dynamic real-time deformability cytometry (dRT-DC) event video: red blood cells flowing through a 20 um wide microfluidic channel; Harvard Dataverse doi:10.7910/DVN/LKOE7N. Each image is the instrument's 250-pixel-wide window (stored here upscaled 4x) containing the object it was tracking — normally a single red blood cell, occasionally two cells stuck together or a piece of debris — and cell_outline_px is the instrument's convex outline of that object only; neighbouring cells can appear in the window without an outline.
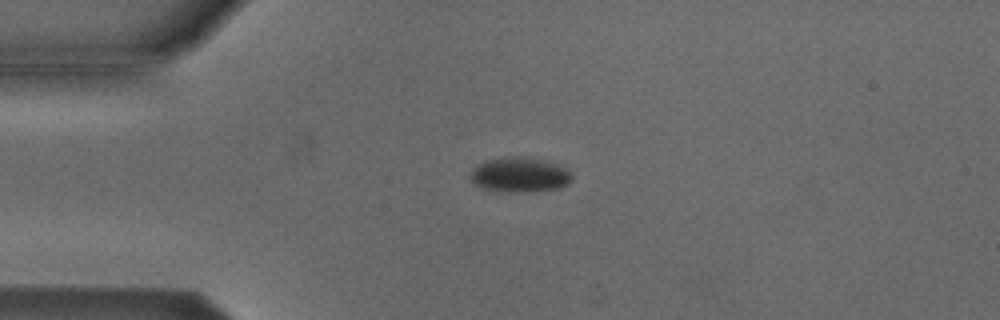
{"species": "Egyptian fruit bat (a non-hibernating species)", "species_latin": "Rousettus aegyptiacus", "temperature_condition": "cold", "stored_images_in_passage": 44, "camera_frame_rate_fps": 3000, "um_per_image_px": 0.085, "animal": {"sex": "male"}, "frame": {"image": 1, "passage_image": 3, "time_ms": 0.667, "image_size_px": [1000, 320], "cell_outline_px": [[572, 180], [568, 184], [560, 188], [528, 192], [508, 192], [480, 188], [472, 184], [468, 176], [472, 168], [484, 160], [512, 156], [524, 156], [552, 164], [564, 168], [572, 176]], "centroid_in_image_um": [44.07, 14.88], "position_along_channel_um": 40.9, "area_um2": 20.69}}
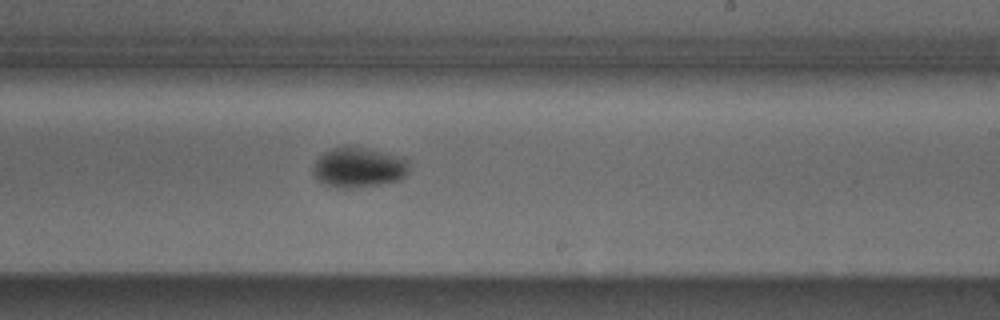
{"frame": {"image": 2, "passage_image": 22, "time_ms": 7.0, "image_size_px": [1000, 320], "cell_outline_px": [[408, 172], [400, 180], [380, 184], [352, 188], [336, 188], [324, 184], [312, 172], [312, 168], [316, 160], [324, 152], [332, 148], [344, 144], [352, 144], [408, 160]], "centroid_in_image_um": [30.43, 14.22], "position_along_channel_um": 258.6, "area_um2": 22.48}}
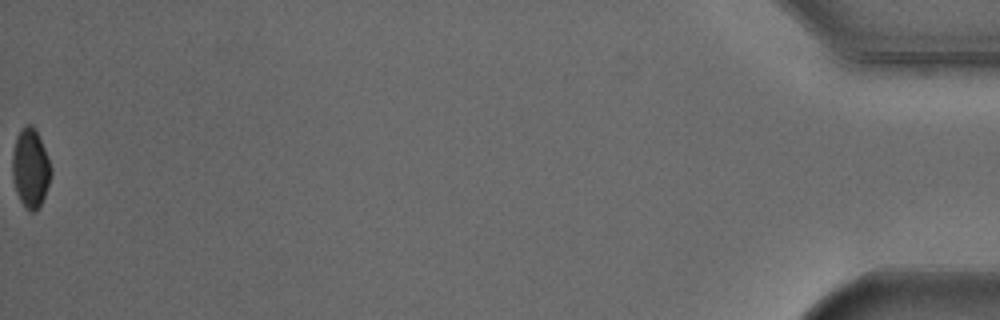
{"frame": {"image": 3, "passage_image": 44, "time_ms": 14.333, "image_size_px": [1000, 320], "cell_outline_px": [[52, 176], [40, 208], [32, 212], [28, 212], [24, 208], [16, 192], [12, 176], [12, 152], [16, 136], [28, 124], [32, 124], [36, 128], [52, 168]], "centroid_in_image_um": [2.6, 14.33], "position_along_channel_um": 432.6, "area_um2": 18.09}}